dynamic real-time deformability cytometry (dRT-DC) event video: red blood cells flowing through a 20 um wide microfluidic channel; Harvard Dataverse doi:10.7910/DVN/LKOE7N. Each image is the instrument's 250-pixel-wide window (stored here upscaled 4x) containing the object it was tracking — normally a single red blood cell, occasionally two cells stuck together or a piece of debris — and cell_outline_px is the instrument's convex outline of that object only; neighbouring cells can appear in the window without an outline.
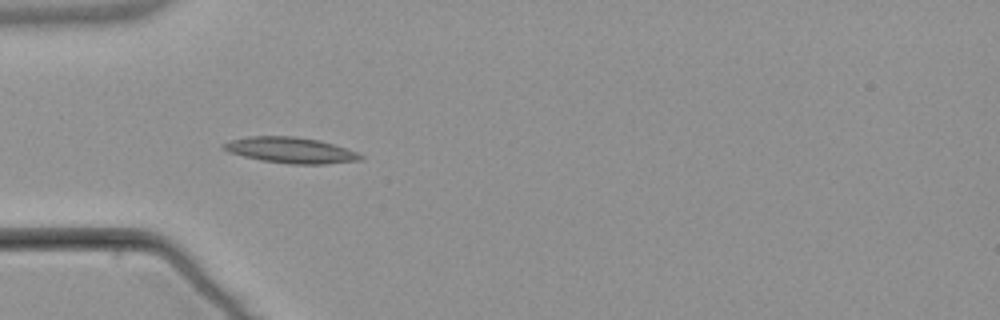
{"species": "common noctule bat (a hibernating species)", "species_latin": "Nyctalus noctula", "temperature_condition": "warm", "stored_images_in_passage": 2, "camera_frame_rate_fps": 3000, "um_per_image_px": 0.085, "animal": {"sex": "male", "body_mass_g": 21.5, "forearm_length_mm": 52.0}, "frame": {"image": 1, "passage_image": 1, "time_ms": 0.0, "image_size_px": [1000, 320], "cell_outline_px": [[364, 160], [324, 164], [288, 164], [260, 160], [228, 152], [220, 148], [220, 144], [232, 140], [248, 136], [292, 136], [316, 140], [332, 144], [356, 152], [364, 156]], "centroid_in_image_um": [24.66, 12.77], "position_along_channel_um": 60.3, "area_um2": 20.58}}
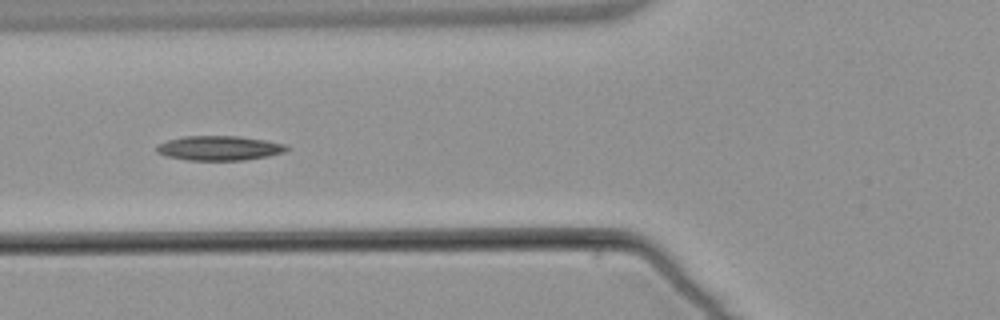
{"frame": {"image": 2, "passage_image": 2, "time_ms": 1.333, "image_size_px": [1000, 320], "cell_outline_px": [[292, 148], [284, 152], [268, 156], [244, 160], [188, 160], [164, 156], [156, 152], [156, 144], [168, 140], [184, 136], [240, 136], [288, 144]], "centroid_in_image_um": [18.65, 12.59], "position_along_channel_um": 107.2, "area_um2": 18.84}}